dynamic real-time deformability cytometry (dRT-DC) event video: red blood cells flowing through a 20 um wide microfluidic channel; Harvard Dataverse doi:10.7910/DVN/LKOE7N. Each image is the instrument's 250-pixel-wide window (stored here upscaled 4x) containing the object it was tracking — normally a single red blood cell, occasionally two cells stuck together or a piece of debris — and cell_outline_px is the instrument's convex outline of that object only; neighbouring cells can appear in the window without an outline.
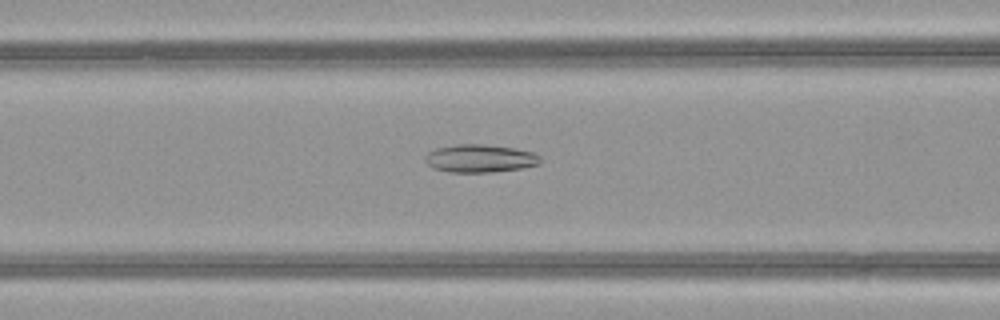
{"species": "common noctule bat (a hibernating species)", "species_latin": "Nyctalus noctula", "temperature_condition": "warm", "stored_images_in_passage": 44, "camera_frame_rate_fps": 3000, "um_per_image_px": 0.085, "animal": {"sex": "female", "body_mass_g": 21.9}, "frame": {"image": 1, "passage_image": 14, "time_ms": 4.333, "image_size_px": [1000, 320], "cell_outline_px": [[540, 164], [524, 168], [492, 172], [448, 172], [432, 168], [424, 160], [424, 156], [428, 152], [436, 148], [456, 144], [484, 144], [512, 148], [532, 152], [540, 156]], "centroid_in_image_um": [40.77, 13.47], "position_along_channel_um": 125.8, "area_um2": 18.84}}
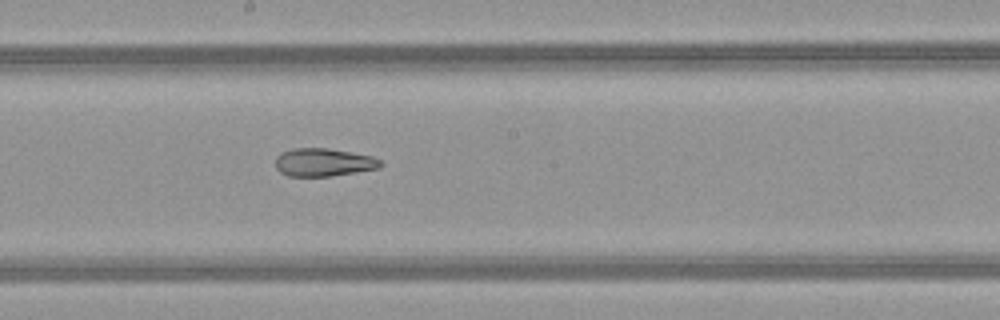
{"frame": {"image": 2, "passage_image": 21, "time_ms": 6.667, "image_size_px": [1000, 320], "cell_outline_px": [[384, 164], [380, 168], [332, 176], [288, 176], [280, 172], [276, 168], [276, 156], [280, 152], [292, 148], [328, 148], [372, 156], [380, 160]], "centroid_in_image_um": [27.49, 13.79], "position_along_channel_um": 220.7, "area_um2": 17.28}}
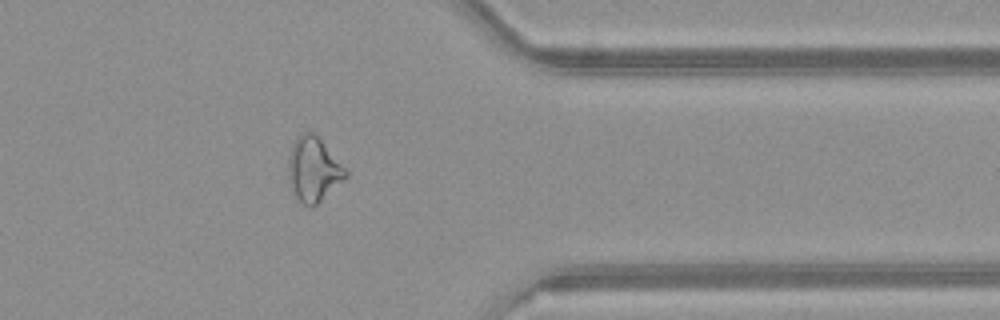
{"frame": {"image": 3, "passage_image": 34, "time_ms": 11.0, "image_size_px": [1000, 320], "cell_outline_px": [[348, 176], [312, 208], [304, 204], [296, 196], [288, 180], [288, 156], [292, 144], [296, 136], [300, 132], [312, 132], [320, 140], [348, 172]], "centroid_in_image_um": [26.61, 14.39], "position_along_channel_um": 384.8, "area_um2": 21.15}, "authors_computed_cell_mechanics": {"area_um2": 20.6635, "velocity_mm_per_s": 4.0584, "shape_relaxation_time_tau1_ms": null, "shape_relaxation_time_tau2_ms": 4.1294, "deformation_change_tau1": null, "deformation_change_tau2": 0.1244}}